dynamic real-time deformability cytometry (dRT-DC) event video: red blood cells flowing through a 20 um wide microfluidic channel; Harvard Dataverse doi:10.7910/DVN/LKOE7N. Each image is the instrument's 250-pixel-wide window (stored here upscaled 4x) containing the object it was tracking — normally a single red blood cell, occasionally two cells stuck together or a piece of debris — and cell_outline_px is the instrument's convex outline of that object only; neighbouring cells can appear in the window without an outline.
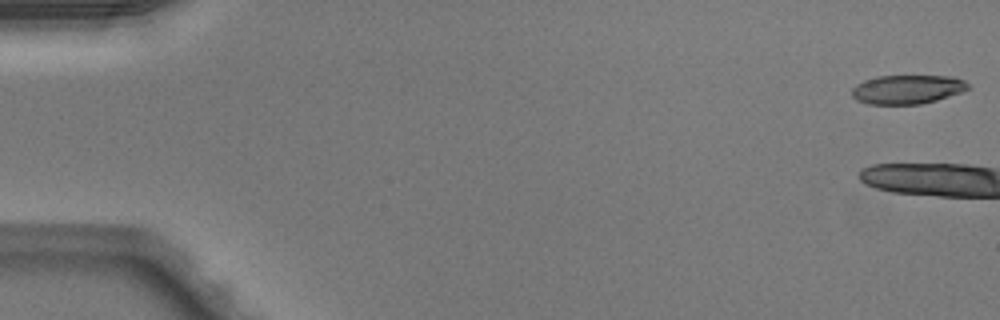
{"species": "Egyptian fruit bat (a non-hibernating species)", "species_latin": "Rousettus aegyptiacus", "temperature_condition": "warm", "stored_images_in_passage": 3, "camera_frame_rate_fps": 3000, "um_per_image_px": 0.085, "animal": {"sex": "male"}, "frame": {"image": 1, "passage_image": 1, "time_ms": 0.0, "image_size_px": [1000, 320], "cell_outline_px": [[972, 88], [936, 100], [920, 104], [868, 104], [856, 100], [852, 96], [852, 88], [856, 84], [864, 80], [876, 76], [956, 76], [964, 80]], "centroid_in_image_um": [77.12, 7.59], "position_along_channel_um": 7.9, "area_um2": 19.71}}